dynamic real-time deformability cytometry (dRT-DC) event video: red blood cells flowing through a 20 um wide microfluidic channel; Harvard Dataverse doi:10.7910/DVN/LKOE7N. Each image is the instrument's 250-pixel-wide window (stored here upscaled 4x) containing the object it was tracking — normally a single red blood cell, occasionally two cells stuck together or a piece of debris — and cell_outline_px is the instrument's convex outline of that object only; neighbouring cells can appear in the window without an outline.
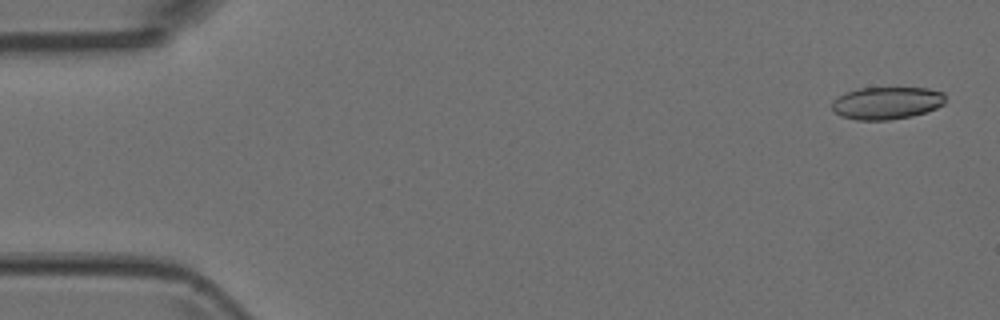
{"species": "Egyptian fruit bat (a non-hibernating species)", "species_latin": "Rousettus aegyptiacus", "temperature_condition": "room temperature", "stored_images_in_passage": 8, "camera_frame_rate_fps": 3000, "um_per_image_px": 0.085, "animal": {"sex": "female"}, "frame": {"image": 1, "passage_image": 1, "time_ms": 0.0, "image_size_px": [1000, 320], "cell_outline_px": [[944, 104], [936, 108], [912, 116], [888, 120], [856, 120], [840, 116], [832, 108], [832, 100], [844, 92], [860, 88], [928, 88], [944, 92]], "centroid_in_image_um": [75.35, 8.75], "position_along_channel_um": 9.7, "area_um2": 21.5}}
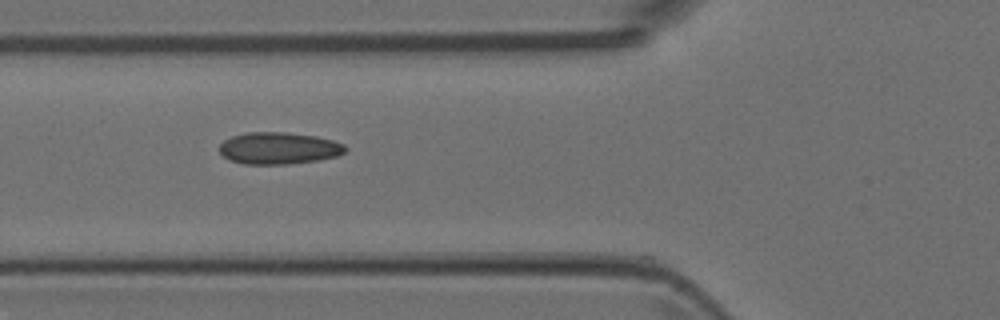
{"frame": {"image": 2, "passage_image": 6, "time_ms": 1.667, "image_size_px": [1000, 320], "cell_outline_px": [[348, 148], [344, 152], [336, 156], [316, 160], [288, 164], [244, 164], [228, 160], [220, 152], [220, 144], [224, 140], [232, 136], [248, 132], [288, 132], [316, 136], [332, 140], [344, 144]], "centroid_in_image_um": [23.68, 12.59], "position_along_channel_um": 102.1, "area_um2": 23.41}}
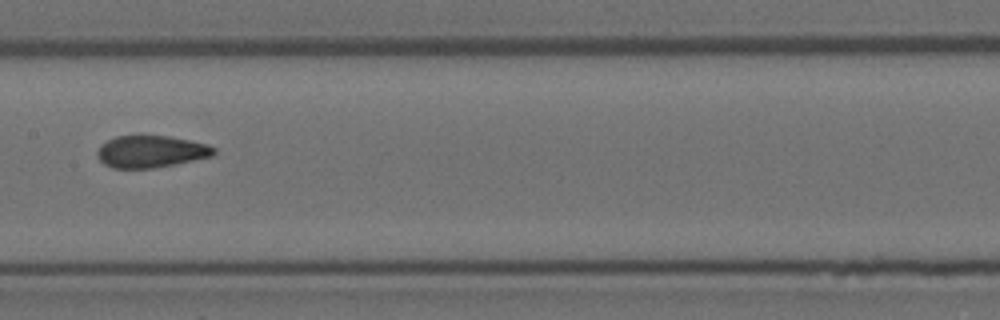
{"frame": {"image": 3, "passage_image": 8, "time_ms": 2.333, "image_size_px": [1000, 320], "cell_outline_px": [[216, 152], [212, 156], [156, 168], [112, 168], [104, 164], [100, 160], [96, 152], [100, 144], [116, 136], [168, 136], [208, 144], [216, 148]], "centroid_in_image_um": [12.82, 12.89], "position_along_channel_um": 194.6, "area_um2": 21.73}}